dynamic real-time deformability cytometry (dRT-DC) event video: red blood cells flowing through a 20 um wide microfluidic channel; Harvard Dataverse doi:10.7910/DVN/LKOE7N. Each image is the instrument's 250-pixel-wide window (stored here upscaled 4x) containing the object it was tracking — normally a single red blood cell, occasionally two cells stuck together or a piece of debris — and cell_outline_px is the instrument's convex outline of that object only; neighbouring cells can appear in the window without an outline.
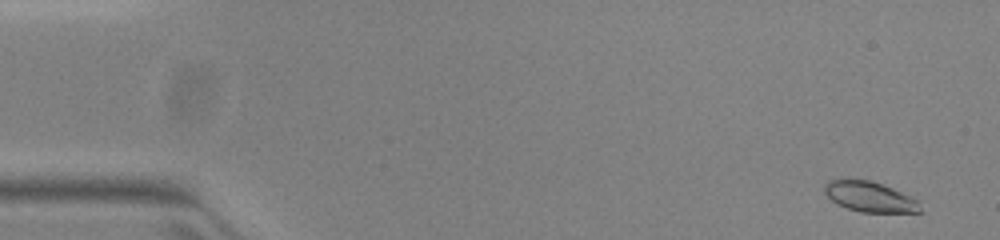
{"species": "common noctule bat (a hibernating species)", "species_latin": "Nyctalus noctula", "temperature_condition": "warm", "stored_images_in_passage": 52, "camera_frame_rate_fps": 3000, "um_per_image_px": 0.085, "animal": {"sex": "female", "body_mass_g": 23.0, "forearm_length_mm": 53.4}, "frame": {"image": 1, "passage_image": 2, "time_ms": 0.333, "image_size_px": [1000, 240], "cell_outline_px": [[924, 212], [860, 212], [836, 204], [824, 192], [824, 184], [828, 180], [868, 180], [892, 188], [916, 200]], "centroid_in_image_um": [73.9, 16.74], "position_along_channel_um": 11.1, "area_um2": 16.53}}
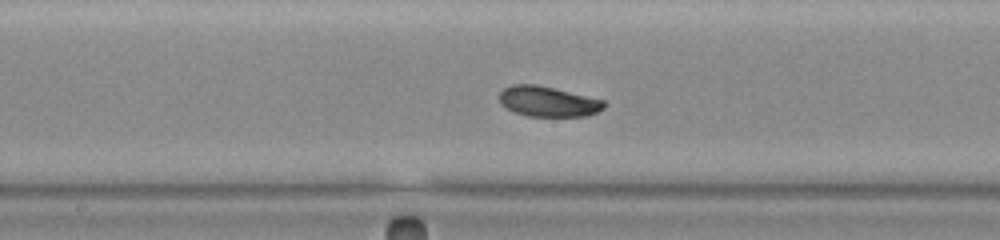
{"frame": {"image": 2, "passage_image": 27, "time_ms": 8.667, "image_size_px": [1000, 240], "cell_outline_px": [[604, 108], [588, 116], [528, 116], [516, 112], [500, 104], [500, 92], [504, 88], [512, 84], [536, 84], [604, 100]], "centroid_in_image_um": [46.57, 8.62], "position_along_channel_um": 201.6, "area_um2": 18.26}}
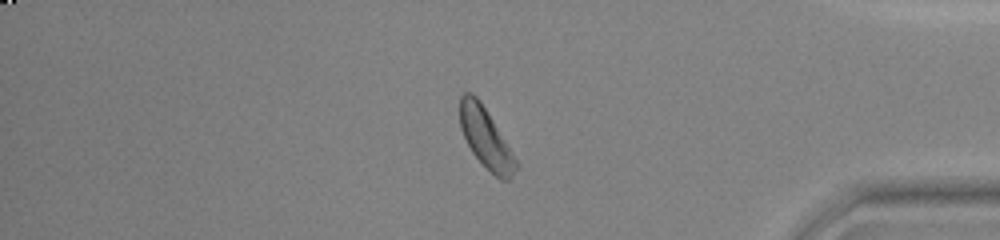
{"frame": {"image": 3, "passage_image": 44, "time_ms": 14.333, "image_size_px": [1000, 240], "cell_outline_px": [[520, 164], [512, 176], [508, 180], [500, 180], [472, 152], [460, 128], [460, 96], [464, 92], [472, 92], [480, 100], [508, 144]], "centroid_in_image_um": [41.31, 11.72], "position_along_channel_um": 393.9, "area_um2": 19.48}, "authors_computed_cell_mechanics": {"area_um2": 18.5827, "velocity_mm_per_s": 3.9164, "shape_relaxation_time_tau1_ms": 2.154, "shape_relaxation_time_tau2_ms": null, "deformation_change_tau1": 0.1215, "deformation_change_tau2": null}}